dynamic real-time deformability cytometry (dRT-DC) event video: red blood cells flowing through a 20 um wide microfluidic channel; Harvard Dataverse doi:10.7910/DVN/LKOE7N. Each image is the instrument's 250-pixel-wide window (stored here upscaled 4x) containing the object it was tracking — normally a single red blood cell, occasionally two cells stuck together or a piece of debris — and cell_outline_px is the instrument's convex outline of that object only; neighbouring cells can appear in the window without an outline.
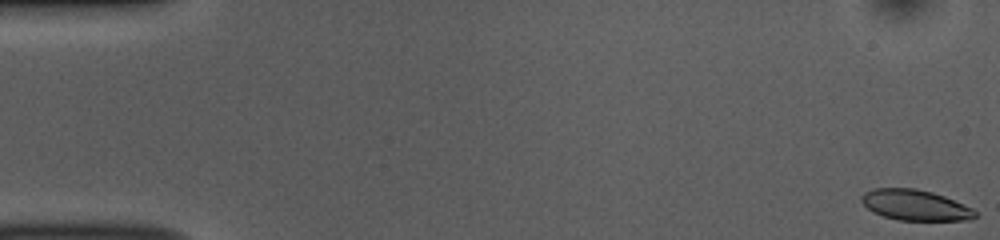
{"species": "common noctule bat (a hibernating species)", "species_latin": "Nyctalus noctula", "temperature_condition": "room temperature", "stored_images_in_passage": 52, "camera_frame_rate_fps": 3000, "um_per_image_px": 0.085, "animal": {"sex": "female", "body_mass_g": 10.0, "forearm_length_mm": 53.1}, "frame": {"image": 1, "passage_image": 1, "time_ms": 0.0, "image_size_px": [1000, 240], "cell_outline_px": [[976, 216], [972, 220], [900, 220], [884, 216], [872, 212], [860, 200], [860, 196], [864, 192], [872, 188], [916, 188], [932, 192], [944, 196], [972, 208], [976, 212]], "centroid_in_image_um": [77.77, 17.42], "position_along_channel_um": 7.2, "area_um2": 20.29}}
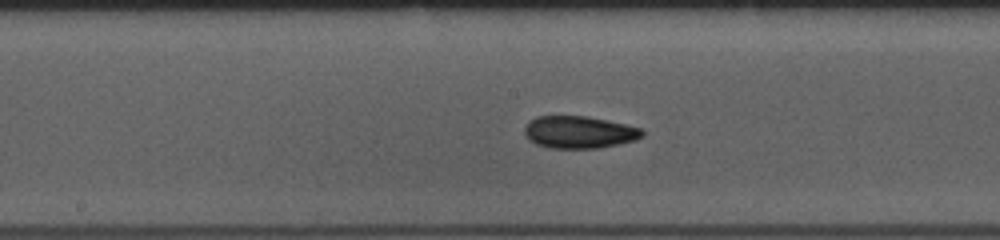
{"frame": {"image": 2, "passage_image": 27, "time_ms": 8.667, "image_size_px": [1000, 240], "cell_outline_px": [[644, 136], [636, 140], [596, 148], [548, 148], [536, 144], [528, 140], [524, 132], [524, 128], [536, 116], [588, 116], [608, 120], [640, 128], [644, 132]], "centroid_in_image_um": [49.22, 11.23], "position_along_channel_um": 199.0, "area_um2": 22.08}}
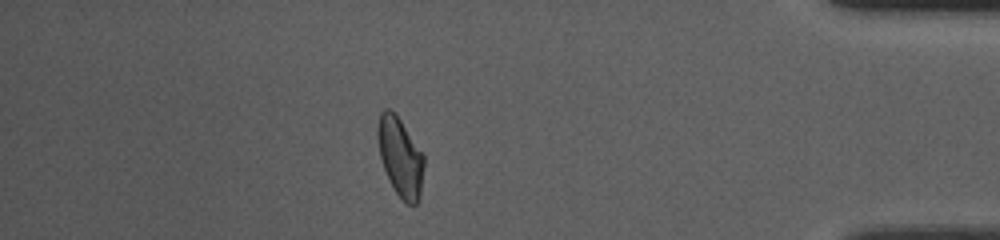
{"frame": {"image": 3, "passage_image": 46, "time_ms": 15.0, "image_size_px": [1000, 240], "cell_outline_px": [[424, 168], [420, 200], [416, 204], [408, 204], [396, 192], [384, 168], [380, 156], [376, 136], [376, 128], [380, 112], [384, 108], [388, 108], [400, 120], [424, 152]], "centroid_in_image_um": [34.04, 13.32], "position_along_channel_um": 401.2, "area_um2": 21.39}, "authors_computed_cell_mechanics": {"area_um2": 21.5016, "velocity_mm_per_s": 3.8305, "shape_relaxation_time_tau1_ms": 6.3276, "shape_relaxation_time_tau2_ms": 2.742, "deformation_change_tau1": 0.1533, "deformation_change_tau2": 0.0756}}